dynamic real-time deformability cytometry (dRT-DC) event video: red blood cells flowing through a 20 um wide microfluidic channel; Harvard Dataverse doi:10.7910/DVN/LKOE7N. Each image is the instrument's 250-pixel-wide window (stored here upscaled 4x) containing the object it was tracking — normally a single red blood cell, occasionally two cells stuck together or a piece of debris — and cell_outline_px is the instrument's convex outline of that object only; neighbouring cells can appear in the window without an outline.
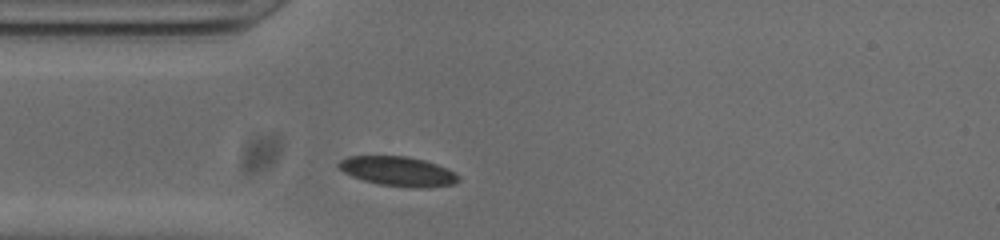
{"species": "common noctule bat (a hibernating species)", "species_latin": "Nyctalus noctula", "temperature_condition": "cold", "stored_images_in_passage": 32, "camera_frame_rate_fps": 3000, "um_per_image_px": 0.085, "animal": {"sex": "male", "body_mass_g": 20.0, "forearm_length_mm": 53.3}, "frame": {"image": 1, "passage_image": 4, "time_ms": 1.0, "image_size_px": [1000, 240], "cell_outline_px": [[460, 180], [452, 184], [428, 188], [416, 188], [380, 184], [364, 180], [352, 176], [344, 172], [336, 164], [340, 160], [348, 156], [408, 156], [424, 160], [448, 168], [456, 172], [460, 176]], "centroid_in_image_um": [33.87, 14.56], "position_along_channel_um": 51.1, "area_um2": 20.69}}
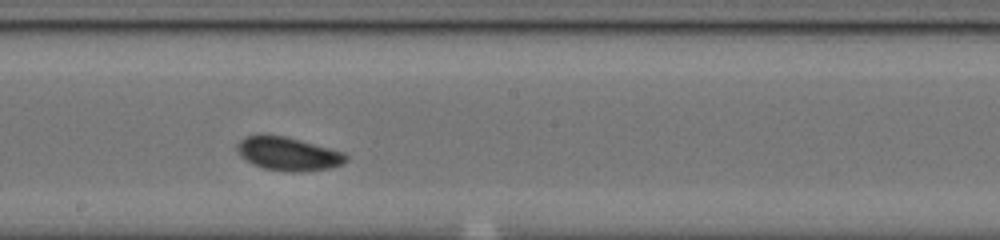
{"frame": {"image": 2, "passage_image": 18, "time_ms": 5.667, "image_size_px": [1000, 240], "cell_outline_px": [[348, 160], [332, 168], [300, 172], [292, 172], [264, 168], [252, 164], [240, 156], [236, 148], [236, 144], [244, 136], [284, 136], [344, 152], [348, 156]], "centroid_in_image_um": [24.49, 13.09], "position_along_channel_um": 223.7, "area_um2": 20.98}}
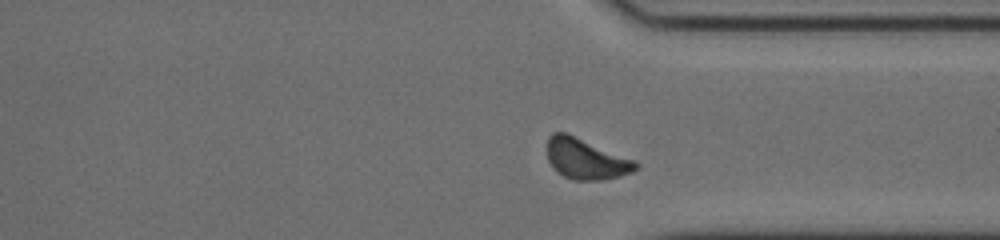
{"frame": {"image": 3, "passage_image": 29, "time_ms": 9.333, "image_size_px": [1000, 240], "cell_outline_px": [[640, 164], [632, 172], [620, 176], [604, 180], [572, 180], [556, 172], [548, 160], [544, 148], [548, 136], [552, 132], [568, 132], [632, 160]], "centroid_in_image_um": [49.71, 13.49], "position_along_channel_um": 361.7, "area_um2": 21.27}, "authors_computed_cell_mechanics": {"area_um2": 20.6924, "velocity_mm_per_s": 3.7798, "shape_relaxation_time_tau1_ms": 2.6562, "shape_relaxation_time_tau2_ms": null, "deformation_change_tau1": 0.0858, "deformation_change_tau2": null}}